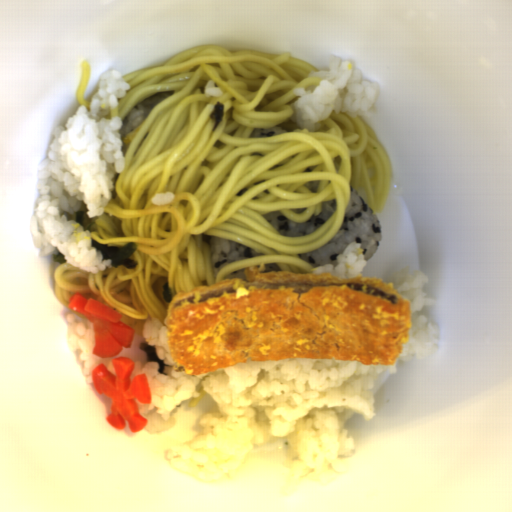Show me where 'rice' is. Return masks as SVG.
I'll return each instance as SVG.
<instances>
[{
	"mask_svg": "<svg viewBox=\"0 0 512 512\" xmlns=\"http://www.w3.org/2000/svg\"><path fill=\"white\" fill-rule=\"evenodd\" d=\"M65 317L67 340L79 356L86 383L94 385L92 371L99 364L116 375L112 360L118 357L135 362L130 381L145 375L150 403L136 404L147 420L143 429L148 433L171 429L174 410L179 403L198 397V387L213 398V406L200 418V433L192 440L168 445L163 453L171 469L206 484L230 479L247 453L270 437L285 438L291 486L335 482L345 472L342 458L354 455L355 450L345 421L353 415L371 420L377 377L398 372L395 363L277 359L243 361L188 374L171 356L166 325L156 318L144 322L131 347L112 357H99L93 354L92 321L72 312ZM142 342L154 346L166 362L164 374L140 351Z\"/></svg>",
	"mask_w": 512,
	"mask_h": 512,
	"instance_id": "obj_1",
	"label": "rice"
},
{
	"mask_svg": "<svg viewBox=\"0 0 512 512\" xmlns=\"http://www.w3.org/2000/svg\"><path fill=\"white\" fill-rule=\"evenodd\" d=\"M131 86L117 70L101 76L90 106H79L58 127L37 169L39 178L30 237L39 256L61 253L74 268L97 274L112 267L92 245L76 213L100 217L112 198L115 178L125 168L120 130L109 113Z\"/></svg>",
	"mask_w": 512,
	"mask_h": 512,
	"instance_id": "obj_2",
	"label": "rice"
},
{
	"mask_svg": "<svg viewBox=\"0 0 512 512\" xmlns=\"http://www.w3.org/2000/svg\"><path fill=\"white\" fill-rule=\"evenodd\" d=\"M319 78L313 89L296 88L291 120L303 129L316 131L332 113L373 117L381 94L380 86L362 77L361 69L341 56H331L327 68L312 71Z\"/></svg>",
	"mask_w": 512,
	"mask_h": 512,
	"instance_id": "obj_3",
	"label": "rice"
},
{
	"mask_svg": "<svg viewBox=\"0 0 512 512\" xmlns=\"http://www.w3.org/2000/svg\"><path fill=\"white\" fill-rule=\"evenodd\" d=\"M380 222L363 197L351 188L347 209L335 235L322 247L299 254V258L315 268L335 264L345 248L356 241L360 244L365 262L371 259L381 244Z\"/></svg>",
	"mask_w": 512,
	"mask_h": 512,
	"instance_id": "obj_4",
	"label": "rice"
},
{
	"mask_svg": "<svg viewBox=\"0 0 512 512\" xmlns=\"http://www.w3.org/2000/svg\"><path fill=\"white\" fill-rule=\"evenodd\" d=\"M429 281L427 275L408 265L391 279V288L408 301L412 318L407 341L397 358L403 362L431 358L438 348L437 326L425 314L427 308L437 302L435 297H427L425 293Z\"/></svg>",
	"mask_w": 512,
	"mask_h": 512,
	"instance_id": "obj_5",
	"label": "rice"
},
{
	"mask_svg": "<svg viewBox=\"0 0 512 512\" xmlns=\"http://www.w3.org/2000/svg\"><path fill=\"white\" fill-rule=\"evenodd\" d=\"M335 210V199H327L323 200L319 213L308 221H293L281 211L267 212L264 217L283 236L302 237L321 229Z\"/></svg>",
	"mask_w": 512,
	"mask_h": 512,
	"instance_id": "obj_6",
	"label": "rice"
},
{
	"mask_svg": "<svg viewBox=\"0 0 512 512\" xmlns=\"http://www.w3.org/2000/svg\"><path fill=\"white\" fill-rule=\"evenodd\" d=\"M366 263L361 244L354 240L338 254L335 263L317 266L311 273H331L338 279L361 276Z\"/></svg>",
	"mask_w": 512,
	"mask_h": 512,
	"instance_id": "obj_7",
	"label": "rice"
},
{
	"mask_svg": "<svg viewBox=\"0 0 512 512\" xmlns=\"http://www.w3.org/2000/svg\"><path fill=\"white\" fill-rule=\"evenodd\" d=\"M209 247L212 272L216 276L228 263L257 254L245 245L213 235L209 240Z\"/></svg>",
	"mask_w": 512,
	"mask_h": 512,
	"instance_id": "obj_8",
	"label": "rice"
},
{
	"mask_svg": "<svg viewBox=\"0 0 512 512\" xmlns=\"http://www.w3.org/2000/svg\"><path fill=\"white\" fill-rule=\"evenodd\" d=\"M170 95H173L172 91L166 90L155 92L136 104L122 121L119 131L121 141H123L145 119L156 103Z\"/></svg>",
	"mask_w": 512,
	"mask_h": 512,
	"instance_id": "obj_9",
	"label": "rice"
},
{
	"mask_svg": "<svg viewBox=\"0 0 512 512\" xmlns=\"http://www.w3.org/2000/svg\"><path fill=\"white\" fill-rule=\"evenodd\" d=\"M286 131L287 130H285L281 126L275 125V126H272L269 128H264V129H254L251 131L250 137L265 138V137H270V136H275V135H279L282 133H286Z\"/></svg>",
	"mask_w": 512,
	"mask_h": 512,
	"instance_id": "obj_10",
	"label": "rice"
}]
</instances>
